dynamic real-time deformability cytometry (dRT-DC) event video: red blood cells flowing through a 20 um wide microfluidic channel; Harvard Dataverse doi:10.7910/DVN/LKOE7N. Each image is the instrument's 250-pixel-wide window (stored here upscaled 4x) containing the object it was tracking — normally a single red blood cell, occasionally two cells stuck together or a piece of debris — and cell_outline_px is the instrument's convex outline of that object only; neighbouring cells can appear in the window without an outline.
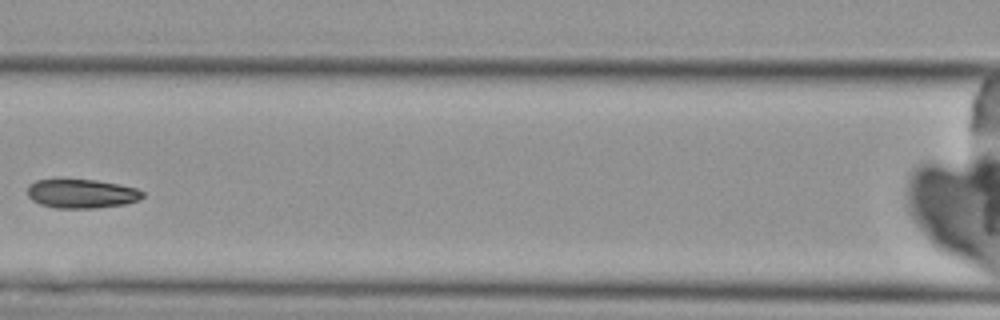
{"species": "Egyptian fruit bat (a non-hibernating species)", "species_latin": "Rousettus aegyptiacus", "temperature_condition": "cold", "stored_images_in_passage": 5, "camera_frame_rate_fps": 3000, "um_per_image_px": 0.085, "animal": {"sex": "female"}, "frame": {"image": 1, "passage_image": 4, "time_ms": 6.333, "image_size_px": [1000, 320], "cell_outline_px": [[144, 196], [140, 200], [124, 204], [96, 208], [56, 208], [40, 204], [32, 200], [28, 196], [28, 184], [36, 180], [96, 180], [120, 184], [136, 188], [144, 192]], "centroid_in_image_um": [6.96, 16.46], "position_along_channel_um": 159.6, "area_um2": 19.48}}
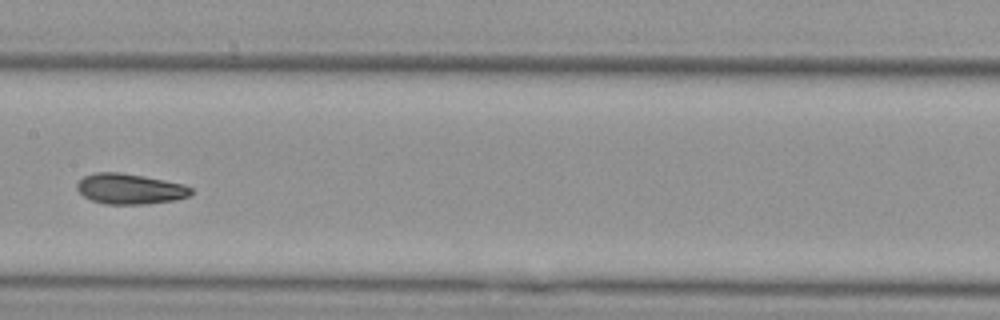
{"frame": {"image": 2, "passage_image": 5, "time_ms": 7.333, "image_size_px": [1000, 320], "cell_outline_px": [[192, 192], [188, 196], [176, 200], [148, 204], [104, 204], [92, 200], [84, 196], [76, 188], [76, 184], [84, 176], [96, 172], [120, 172], [144, 176], [184, 184], [192, 188]], "centroid_in_image_um": [11.04, 16.05], "position_along_channel_um": 196.4, "area_um2": 20.29}}